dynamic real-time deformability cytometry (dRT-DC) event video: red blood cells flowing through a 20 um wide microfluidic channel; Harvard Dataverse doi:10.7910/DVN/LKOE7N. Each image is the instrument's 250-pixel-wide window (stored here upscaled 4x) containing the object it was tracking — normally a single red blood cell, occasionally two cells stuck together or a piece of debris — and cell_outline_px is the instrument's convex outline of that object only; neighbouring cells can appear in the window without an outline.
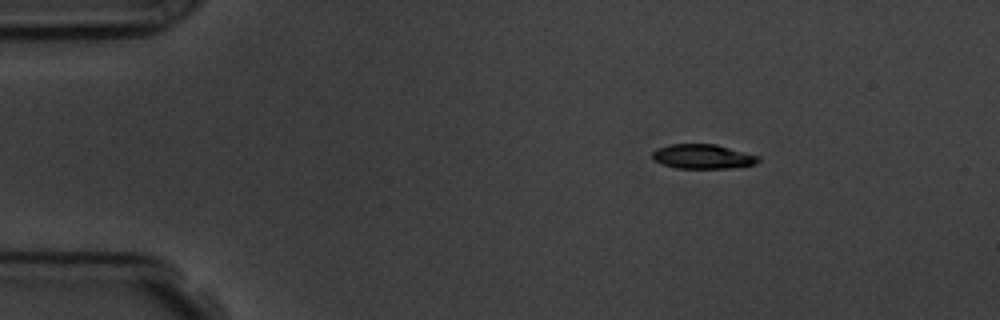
{"species": "common noctule bat (a hibernating species)", "species_latin": "Nyctalus noctula", "temperature_condition": "room temperature", "stored_images_in_passage": 2, "camera_frame_rate_fps": 3000, "um_per_image_px": 0.085, "animal": {"sex": "male", "body_mass_g": 19.5, "forearm_length_mm": 54.6}, "frame": {"image": 1, "passage_image": 1, "time_ms": 0.0, "image_size_px": [1000, 320], "cell_outline_px": [[760, 160], [756, 164], [728, 168], [676, 168], [660, 164], [652, 160], [652, 152], [656, 148], [672, 144], [716, 144], [760, 156]], "centroid_in_image_um": [59.71, 13.3], "position_along_channel_um": 25.3, "area_um2": 15.26}}